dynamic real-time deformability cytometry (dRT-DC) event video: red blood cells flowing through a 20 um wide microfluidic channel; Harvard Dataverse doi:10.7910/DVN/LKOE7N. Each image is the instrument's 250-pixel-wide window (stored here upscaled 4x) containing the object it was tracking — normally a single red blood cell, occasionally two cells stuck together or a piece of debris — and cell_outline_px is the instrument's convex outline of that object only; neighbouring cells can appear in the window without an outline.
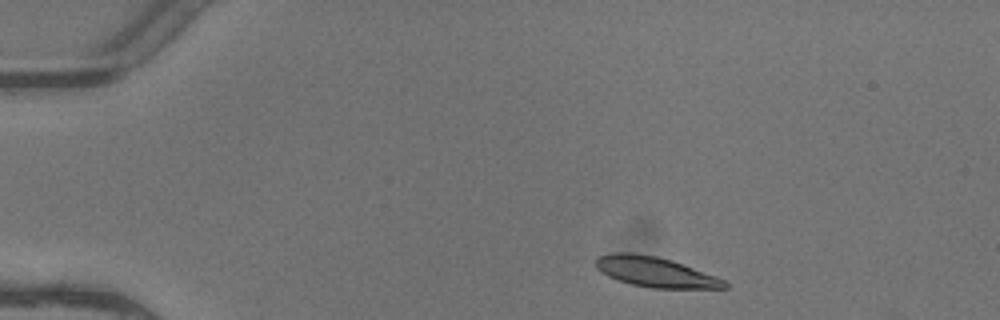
{"species": "common noctule bat (a hibernating species)", "species_latin": "Nyctalus noctula", "temperature_condition": "warm", "stored_images_in_passage": 3, "camera_frame_rate_fps": 3000, "um_per_image_px": 0.085, "animal": {"sex": "female"}, "frame": {"image": 1, "passage_image": 1, "time_ms": 0.0, "image_size_px": [1000, 320], "cell_outline_px": [[728, 288], [652, 288], [632, 284], [608, 276], [600, 272], [596, 268], [596, 256], [616, 252], [628, 252], [656, 256], [672, 260], [724, 280], [728, 284]], "centroid_in_image_um": [55.65, 23.11], "position_along_channel_um": 29.3, "area_um2": 22.31}}